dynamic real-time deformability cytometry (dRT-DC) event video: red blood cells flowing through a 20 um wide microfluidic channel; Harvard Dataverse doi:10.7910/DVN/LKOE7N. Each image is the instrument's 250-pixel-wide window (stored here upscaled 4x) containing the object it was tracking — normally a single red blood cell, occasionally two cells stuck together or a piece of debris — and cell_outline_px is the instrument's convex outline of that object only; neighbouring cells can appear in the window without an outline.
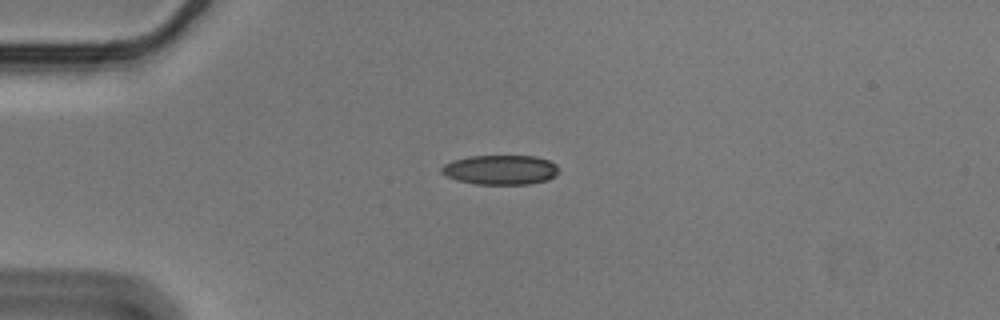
{"species": "Egyptian fruit bat (a non-hibernating species)", "species_latin": "Rousettus aegyptiacus", "temperature_condition": "cold", "stored_images_in_passage": 44, "camera_frame_rate_fps": 3000, "um_per_image_px": 0.085, "animal": {"sex": "male"}, "frame": {"image": 1, "passage_image": 2, "time_ms": 0.333, "image_size_px": [1000, 320], "cell_outline_px": [[560, 172], [556, 176], [548, 180], [528, 184], [476, 184], [456, 180], [440, 172], [440, 168], [444, 164], [452, 160], [468, 156], [536, 156], [548, 160], [556, 164], [560, 168]], "centroid_in_image_um": [42.56, 14.43], "position_along_channel_um": 42.4, "area_um2": 20.46}}
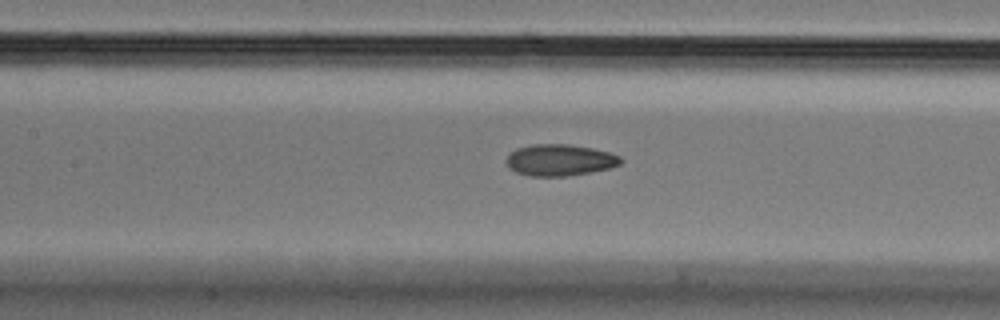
{"frame": {"image": 2, "passage_image": 14, "time_ms": 4.333, "image_size_px": [1000, 320], "cell_outline_px": [[624, 160], [620, 164], [608, 168], [588, 172], [564, 176], [528, 176], [516, 172], [508, 168], [504, 160], [516, 148], [532, 144], [568, 144], [592, 148], [608, 152], [620, 156]], "centroid_in_image_um": [47.54, 13.6], "position_along_channel_um": 159.9, "area_um2": 20.98}}
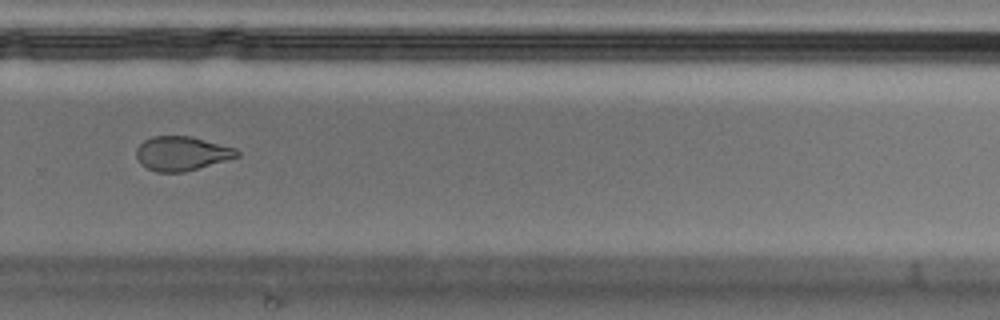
{"frame": {"image": 3, "passage_image": 27, "time_ms": 8.667, "image_size_px": [1000, 320], "cell_outline_px": [[240, 156], [184, 172], [156, 172], [140, 164], [136, 156], [136, 148], [144, 140], [152, 136], [192, 136], [236, 148], [240, 152]], "centroid_in_image_um": [15.44, 13.04], "position_along_channel_um": 314.4, "area_um2": 20.11}, "authors_computed_cell_mechanics": {"area_um2": 21.3571, "velocity_mm_per_s": 3.5769, "shape_relaxation_time_tau1_ms": null, "shape_relaxation_time_tau2_ms": 2.5108, "deformation_change_tau1": null, "deformation_change_tau2": 0.0877}}